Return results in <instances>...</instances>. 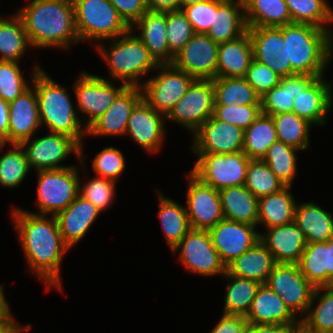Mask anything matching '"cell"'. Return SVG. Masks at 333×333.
Here are the masks:
<instances>
[{"label": "cell", "mask_w": 333, "mask_h": 333, "mask_svg": "<svg viewBox=\"0 0 333 333\" xmlns=\"http://www.w3.org/2000/svg\"><path fill=\"white\" fill-rule=\"evenodd\" d=\"M37 173V200L40 215L55 216L79 195L80 171L77 165L64 169L40 170Z\"/></svg>", "instance_id": "cell-7"}, {"label": "cell", "mask_w": 333, "mask_h": 333, "mask_svg": "<svg viewBox=\"0 0 333 333\" xmlns=\"http://www.w3.org/2000/svg\"><path fill=\"white\" fill-rule=\"evenodd\" d=\"M318 77L294 74L282 77L280 83L261 97V113L275 115L292 112L294 99Z\"/></svg>", "instance_id": "cell-28"}, {"label": "cell", "mask_w": 333, "mask_h": 333, "mask_svg": "<svg viewBox=\"0 0 333 333\" xmlns=\"http://www.w3.org/2000/svg\"><path fill=\"white\" fill-rule=\"evenodd\" d=\"M244 78L255 89L256 93L262 97L278 85L282 77L264 63L253 58Z\"/></svg>", "instance_id": "cell-54"}, {"label": "cell", "mask_w": 333, "mask_h": 333, "mask_svg": "<svg viewBox=\"0 0 333 333\" xmlns=\"http://www.w3.org/2000/svg\"><path fill=\"white\" fill-rule=\"evenodd\" d=\"M224 219L257 226L259 198L244 185L219 191Z\"/></svg>", "instance_id": "cell-35"}, {"label": "cell", "mask_w": 333, "mask_h": 333, "mask_svg": "<svg viewBox=\"0 0 333 333\" xmlns=\"http://www.w3.org/2000/svg\"><path fill=\"white\" fill-rule=\"evenodd\" d=\"M119 16L131 28L148 11L146 0H109Z\"/></svg>", "instance_id": "cell-55"}, {"label": "cell", "mask_w": 333, "mask_h": 333, "mask_svg": "<svg viewBox=\"0 0 333 333\" xmlns=\"http://www.w3.org/2000/svg\"><path fill=\"white\" fill-rule=\"evenodd\" d=\"M100 213L90 201L78 195L65 210L55 215L63 241L70 250L83 240Z\"/></svg>", "instance_id": "cell-24"}, {"label": "cell", "mask_w": 333, "mask_h": 333, "mask_svg": "<svg viewBox=\"0 0 333 333\" xmlns=\"http://www.w3.org/2000/svg\"><path fill=\"white\" fill-rule=\"evenodd\" d=\"M288 333H314L308 330L301 322L294 327H291Z\"/></svg>", "instance_id": "cell-63"}, {"label": "cell", "mask_w": 333, "mask_h": 333, "mask_svg": "<svg viewBox=\"0 0 333 333\" xmlns=\"http://www.w3.org/2000/svg\"><path fill=\"white\" fill-rule=\"evenodd\" d=\"M301 150L277 140L269 148L263 161L285 185L293 187L297 176V153Z\"/></svg>", "instance_id": "cell-44"}, {"label": "cell", "mask_w": 333, "mask_h": 333, "mask_svg": "<svg viewBox=\"0 0 333 333\" xmlns=\"http://www.w3.org/2000/svg\"><path fill=\"white\" fill-rule=\"evenodd\" d=\"M292 23L311 24L333 35V8L328 0H284Z\"/></svg>", "instance_id": "cell-41"}, {"label": "cell", "mask_w": 333, "mask_h": 333, "mask_svg": "<svg viewBox=\"0 0 333 333\" xmlns=\"http://www.w3.org/2000/svg\"><path fill=\"white\" fill-rule=\"evenodd\" d=\"M37 94L41 126L50 132L70 136L80 144V164L85 169L83 141L87 138V129L73 104L71 93L65 86L54 81L44 68L39 69L32 78ZM75 106V107H74ZM84 139V140H83Z\"/></svg>", "instance_id": "cell-3"}, {"label": "cell", "mask_w": 333, "mask_h": 333, "mask_svg": "<svg viewBox=\"0 0 333 333\" xmlns=\"http://www.w3.org/2000/svg\"><path fill=\"white\" fill-rule=\"evenodd\" d=\"M15 319L11 310L0 320V333H9L12 321Z\"/></svg>", "instance_id": "cell-61"}, {"label": "cell", "mask_w": 333, "mask_h": 333, "mask_svg": "<svg viewBox=\"0 0 333 333\" xmlns=\"http://www.w3.org/2000/svg\"><path fill=\"white\" fill-rule=\"evenodd\" d=\"M277 140L272 116L260 113L255 121L244 130L243 152L249 159H263L268 148Z\"/></svg>", "instance_id": "cell-42"}, {"label": "cell", "mask_w": 333, "mask_h": 333, "mask_svg": "<svg viewBox=\"0 0 333 333\" xmlns=\"http://www.w3.org/2000/svg\"><path fill=\"white\" fill-rule=\"evenodd\" d=\"M253 59L248 30L240 37L219 44L216 77H244Z\"/></svg>", "instance_id": "cell-31"}, {"label": "cell", "mask_w": 333, "mask_h": 333, "mask_svg": "<svg viewBox=\"0 0 333 333\" xmlns=\"http://www.w3.org/2000/svg\"><path fill=\"white\" fill-rule=\"evenodd\" d=\"M260 232V240L272 253L276 263L298 264L303 254L306 240L302 230L292 223L273 226Z\"/></svg>", "instance_id": "cell-25"}, {"label": "cell", "mask_w": 333, "mask_h": 333, "mask_svg": "<svg viewBox=\"0 0 333 333\" xmlns=\"http://www.w3.org/2000/svg\"><path fill=\"white\" fill-rule=\"evenodd\" d=\"M42 128L37 94L31 85L15 100L9 102L8 145L21 144Z\"/></svg>", "instance_id": "cell-22"}, {"label": "cell", "mask_w": 333, "mask_h": 333, "mask_svg": "<svg viewBox=\"0 0 333 333\" xmlns=\"http://www.w3.org/2000/svg\"><path fill=\"white\" fill-rule=\"evenodd\" d=\"M159 210L158 219L161 222L162 231L170 251L191 230L186 206L166 197L159 189L156 191Z\"/></svg>", "instance_id": "cell-36"}, {"label": "cell", "mask_w": 333, "mask_h": 333, "mask_svg": "<svg viewBox=\"0 0 333 333\" xmlns=\"http://www.w3.org/2000/svg\"><path fill=\"white\" fill-rule=\"evenodd\" d=\"M218 47L207 34L195 33L171 64L195 79L212 80L216 78Z\"/></svg>", "instance_id": "cell-17"}, {"label": "cell", "mask_w": 333, "mask_h": 333, "mask_svg": "<svg viewBox=\"0 0 333 333\" xmlns=\"http://www.w3.org/2000/svg\"><path fill=\"white\" fill-rule=\"evenodd\" d=\"M247 27H282L292 24L284 0H243Z\"/></svg>", "instance_id": "cell-38"}, {"label": "cell", "mask_w": 333, "mask_h": 333, "mask_svg": "<svg viewBox=\"0 0 333 333\" xmlns=\"http://www.w3.org/2000/svg\"><path fill=\"white\" fill-rule=\"evenodd\" d=\"M12 222L29 272L45 285L46 292H62L61 267L70 248L64 243L55 216L40 215L13 207Z\"/></svg>", "instance_id": "cell-1"}, {"label": "cell", "mask_w": 333, "mask_h": 333, "mask_svg": "<svg viewBox=\"0 0 333 333\" xmlns=\"http://www.w3.org/2000/svg\"><path fill=\"white\" fill-rule=\"evenodd\" d=\"M166 28V12L149 10L130 28L158 64H171L174 59L169 50Z\"/></svg>", "instance_id": "cell-26"}, {"label": "cell", "mask_w": 333, "mask_h": 333, "mask_svg": "<svg viewBox=\"0 0 333 333\" xmlns=\"http://www.w3.org/2000/svg\"><path fill=\"white\" fill-rule=\"evenodd\" d=\"M257 226L223 219L209 230L212 242L227 267L260 240Z\"/></svg>", "instance_id": "cell-20"}, {"label": "cell", "mask_w": 333, "mask_h": 333, "mask_svg": "<svg viewBox=\"0 0 333 333\" xmlns=\"http://www.w3.org/2000/svg\"><path fill=\"white\" fill-rule=\"evenodd\" d=\"M223 1L205 0L182 8L195 33L207 34L213 24L214 11Z\"/></svg>", "instance_id": "cell-53"}, {"label": "cell", "mask_w": 333, "mask_h": 333, "mask_svg": "<svg viewBox=\"0 0 333 333\" xmlns=\"http://www.w3.org/2000/svg\"><path fill=\"white\" fill-rule=\"evenodd\" d=\"M16 13L34 49L68 50L80 43L73 0H32Z\"/></svg>", "instance_id": "cell-2"}, {"label": "cell", "mask_w": 333, "mask_h": 333, "mask_svg": "<svg viewBox=\"0 0 333 333\" xmlns=\"http://www.w3.org/2000/svg\"><path fill=\"white\" fill-rule=\"evenodd\" d=\"M149 11L168 12L181 9V0H146Z\"/></svg>", "instance_id": "cell-58"}, {"label": "cell", "mask_w": 333, "mask_h": 333, "mask_svg": "<svg viewBox=\"0 0 333 333\" xmlns=\"http://www.w3.org/2000/svg\"><path fill=\"white\" fill-rule=\"evenodd\" d=\"M155 71L156 75L143 80L142 95L152 108L166 116L196 79L172 64H159Z\"/></svg>", "instance_id": "cell-11"}, {"label": "cell", "mask_w": 333, "mask_h": 333, "mask_svg": "<svg viewBox=\"0 0 333 333\" xmlns=\"http://www.w3.org/2000/svg\"><path fill=\"white\" fill-rule=\"evenodd\" d=\"M31 329H32L31 324H28L25 326L20 325V324H18L17 319L15 318L12 321V326H11L9 333H28L29 331H31Z\"/></svg>", "instance_id": "cell-62"}, {"label": "cell", "mask_w": 333, "mask_h": 333, "mask_svg": "<svg viewBox=\"0 0 333 333\" xmlns=\"http://www.w3.org/2000/svg\"><path fill=\"white\" fill-rule=\"evenodd\" d=\"M80 42H99L126 34L130 27L109 0H73Z\"/></svg>", "instance_id": "cell-6"}, {"label": "cell", "mask_w": 333, "mask_h": 333, "mask_svg": "<svg viewBox=\"0 0 333 333\" xmlns=\"http://www.w3.org/2000/svg\"><path fill=\"white\" fill-rule=\"evenodd\" d=\"M166 23L169 50L175 56L193 37L195 32L182 9L166 12Z\"/></svg>", "instance_id": "cell-50"}, {"label": "cell", "mask_w": 333, "mask_h": 333, "mask_svg": "<svg viewBox=\"0 0 333 333\" xmlns=\"http://www.w3.org/2000/svg\"><path fill=\"white\" fill-rule=\"evenodd\" d=\"M327 289L333 291V276L329 279V282L325 286Z\"/></svg>", "instance_id": "cell-65"}, {"label": "cell", "mask_w": 333, "mask_h": 333, "mask_svg": "<svg viewBox=\"0 0 333 333\" xmlns=\"http://www.w3.org/2000/svg\"><path fill=\"white\" fill-rule=\"evenodd\" d=\"M275 124L277 139L301 151L311 149L310 132L313 126L294 112L271 115Z\"/></svg>", "instance_id": "cell-43"}, {"label": "cell", "mask_w": 333, "mask_h": 333, "mask_svg": "<svg viewBox=\"0 0 333 333\" xmlns=\"http://www.w3.org/2000/svg\"><path fill=\"white\" fill-rule=\"evenodd\" d=\"M186 195V211L191 229L210 230L224 219L219 191L201 182L191 172Z\"/></svg>", "instance_id": "cell-15"}, {"label": "cell", "mask_w": 333, "mask_h": 333, "mask_svg": "<svg viewBox=\"0 0 333 333\" xmlns=\"http://www.w3.org/2000/svg\"><path fill=\"white\" fill-rule=\"evenodd\" d=\"M166 117L142 99L133 109L127 122L126 136L148 153L157 154L163 147Z\"/></svg>", "instance_id": "cell-18"}, {"label": "cell", "mask_w": 333, "mask_h": 333, "mask_svg": "<svg viewBox=\"0 0 333 333\" xmlns=\"http://www.w3.org/2000/svg\"><path fill=\"white\" fill-rule=\"evenodd\" d=\"M212 84L214 105H261V97L244 77H216Z\"/></svg>", "instance_id": "cell-39"}, {"label": "cell", "mask_w": 333, "mask_h": 333, "mask_svg": "<svg viewBox=\"0 0 333 333\" xmlns=\"http://www.w3.org/2000/svg\"><path fill=\"white\" fill-rule=\"evenodd\" d=\"M105 41L108 46L104 45ZM105 41L94 46L108 66L109 80L141 87L144 83L141 78L159 65L131 29L124 35Z\"/></svg>", "instance_id": "cell-5"}, {"label": "cell", "mask_w": 333, "mask_h": 333, "mask_svg": "<svg viewBox=\"0 0 333 333\" xmlns=\"http://www.w3.org/2000/svg\"><path fill=\"white\" fill-rule=\"evenodd\" d=\"M8 146V144H5V143H0V150H4V148Z\"/></svg>", "instance_id": "cell-66"}, {"label": "cell", "mask_w": 333, "mask_h": 333, "mask_svg": "<svg viewBox=\"0 0 333 333\" xmlns=\"http://www.w3.org/2000/svg\"><path fill=\"white\" fill-rule=\"evenodd\" d=\"M294 222L302 230L307 244L333 238V214L313 200L297 202Z\"/></svg>", "instance_id": "cell-30"}, {"label": "cell", "mask_w": 333, "mask_h": 333, "mask_svg": "<svg viewBox=\"0 0 333 333\" xmlns=\"http://www.w3.org/2000/svg\"><path fill=\"white\" fill-rule=\"evenodd\" d=\"M247 30L255 60L281 77L293 75L290 62H287V38H283L282 27H248Z\"/></svg>", "instance_id": "cell-19"}, {"label": "cell", "mask_w": 333, "mask_h": 333, "mask_svg": "<svg viewBox=\"0 0 333 333\" xmlns=\"http://www.w3.org/2000/svg\"><path fill=\"white\" fill-rule=\"evenodd\" d=\"M142 99L141 87L126 86L105 113L87 129V137L126 136L128 119Z\"/></svg>", "instance_id": "cell-21"}, {"label": "cell", "mask_w": 333, "mask_h": 333, "mask_svg": "<svg viewBox=\"0 0 333 333\" xmlns=\"http://www.w3.org/2000/svg\"><path fill=\"white\" fill-rule=\"evenodd\" d=\"M191 137L192 153L233 154L243 151L244 130L213 115Z\"/></svg>", "instance_id": "cell-16"}, {"label": "cell", "mask_w": 333, "mask_h": 333, "mask_svg": "<svg viewBox=\"0 0 333 333\" xmlns=\"http://www.w3.org/2000/svg\"><path fill=\"white\" fill-rule=\"evenodd\" d=\"M4 285L0 284V320L11 310L5 297Z\"/></svg>", "instance_id": "cell-60"}, {"label": "cell", "mask_w": 333, "mask_h": 333, "mask_svg": "<svg viewBox=\"0 0 333 333\" xmlns=\"http://www.w3.org/2000/svg\"><path fill=\"white\" fill-rule=\"evenodd\" d=\"M43 137H32L21 143L30 169L53 170L72 167L74 164H65L62 162L75 154L76 159L80 161V144L68 135L50 132Z\"/></svg>", "instance_id": "cell-13"}, {"label": "cell", "mask_w": 333, "mask_h": 333, "mask_svg": "<svg viewBox=\"0 0 333 333\" xmlns=\"http://www.w3.org/2000/svg\"><path fill=\"white\" fill-rule=\"evenodd\" d=\"M20 62L0 61V97L7 102H11L26 91L32 83L35 73L41 69L42 65L35 62L29 83L24 72L19 67Z\"/></svg>", "instance_id": "cell-47"}, {"label": "cell", "mask_w": 333, "mask_h": 333, "mask_svg": "<svg viewBox=\"0 0 333 333\" xmlns=\"http://www.w3.org/2000/svg\"><path fill=\"white\" fill-rule=\"evenodd\" d=\"M322 76L296 96L292 112L306 119L314 127L325 126L333 106V84Z\"/></svg>", "instance_id": "cell-23"}, {"label": "cell", "mask_w": 333, "mask_h": 333, "mask_svg": "<svg viewBox=\"0 0 333 333\" xmlns=\"http://www.w3.org/2000/svg\"><path fill=\"white\" fill-rule=\"evenodd\" d=\"M171 252L173 256L179 253L178 262L186 272L204 277L223 276L227 272L208 230L191 229Z\"/></svg>", "instance_id": "cell-10"}, {"label": "cell", "mask_w": 333, "mask_h": 333, "mask_svg": "<svg viewBox=\"0 0 333 333\" xmlns=\"http://www.w3.org/2000/svg\"><path fill=\"white\" fill-rule=\"evenodd\" d=\"M291 186H285L279 192L259 198L257 226L264 229L292 223L297 200L291 192Z\"/></svg>", "instance_id": "cell-34"}, {"label": "cell", "mask_w": 333, "mask_h": 333, "mask_svg": "<svg viewBox=\"0 0 333 333\" xmlns=\"http://www.w3.org/2000/svg\"><path fill=\"white\" fill-rule=\"evenodd\" d=\"M246 319L248 324H279L294 327L300 323L281 300L280 295L265 283L259 286Z\"/></svg>", "instance_id": "cell-27"}, {"label": "cell", "mask_w": 333, "mask_h": 333, "mask_svg": "<svg viewBox=\"0 0 333 333\" xmlns=\"http://www.w3.org/2000/svg\"><path fill=\"white\" fill-rule=\"evenodd\" d=\"M287 38V62L294 74L322 77L333 61V35L311 24L292 23L282 26Z\"/></svg>", "instance_id": "cell-4"}, {"label": "cell", "mask_w": 333, "mask_h": 333, "mask_svg": "<svg viewBox=\"0 0 333 333\" xmlns=\"http://www.w3.org/2000/svg\"><path fill=\"white\" fill-rule=\"evenodd\" d=\"M244 186L257 198L277 193L285 187L262 159H250Z\"/></svg>", "instance_id": "cell-48"}, {"label": "cell", "mask_w": 333, "mask_h": 333, "mask_svg": "<svg viewBox=\"0 0 333 333\" xmlns=\"http://www.w3.org/2000/svg\"><path fill=\"white\" fill-rule=\"evenodd\" d=\"M223 277L227 280V284H225L226 292L223 314L242 315L246 317L261 283L233 276L228 271Z\"/></svg>", "instance_id": "cell-40"}, {"label": "cell", "mask_w": 333, "mask_h": 333, "mask_svg": "<svg viewBox=\"0 0 333 333\" xmlns=\"http://www.w3.org/2000/svg\"><path fill=\"white\" fill-rule=\"evenodd\" d=\"M248 321L242 315L223 314L210 333H244Z\"/></svg>", "instance_id": "cell-56"}, {"label": "cell", "mask_w": 333, "mask_h": 333, "mask_svg": "<svg viewBox=\"0 0 333 333\" xmlns=\"http://www.w3.org/2000/svg\"><path fill=\"white\" fill-rule=\"evenodd\" d=\"M276 262L272 253L259 240L249 250L227 266V271L236 277L266 283Z\"/></svg>", "instance_id": "cell-33"}, {"label": "cell", "mask_w": 333, "mask_h": 333, "mask_svg": "<svg viewBox=\"0 0 333 333\" xmlns=\"http://www.w3.org/2000/svg\"><path fill=\"white\" fill-rule=\"evenodd\" d=\"M298 266L315 288L325 287L333 276V238L306 244Z\"/></svg>", "instance_id": "cell-29"}, {"label": "cell", "mask_w": 333, "mask_h": 333, "mask_svg": "<svg viewBox=\"0 0 333 333\" xmlns=\"http://www.w3.org/2000/svg\"><path fill=\"white\" fill-rule=\"evenodd\" d=\"M291 326L279 324H248L244 333H288Z\"/></svg>", "instance_id": "cell-57"}, {"label": "cell", "mask_w": 333, "mask_h": 333, "mask_svg": "<svg viewBox=\"0 0 333 333\" xmlns=\"http://www.w3.org/2000/svg\"><path fill=\"white\" fill-rule=\"evenodd\" d=\"M79 75L72 85L75 94L74 102L77 111L82 115L80 119L82 118L84 127L88 129L112 105L126 85L119 83L117 86L113 80L87 73V71H82Z\"/></svg>", "instance_id": "cell-8"}, {"label": "cell", "mask_w": 333, "mask_h": 333, "mask_svg": "<svg viewBox=\"0 0 333 333\" xmlns=\"http://www.w3.org/2000/svg\"><path fill=\"white\" fill-rule=\"evenodd\" d=\"M9 102L0 97V143L8 144Z\"/></svg>", "instance_id": "cell-59"}, {"label": "cell", "mask_w": 333, "mask_h": 333, "mask_svg": "<svg viewBox=\"0 0 333 333\" xmlns=\"http://www.w3.org/2000/svg\"><path fill=\"white\" fill-rule=\"evenodd\" d=\"M11 149L0 155V186L14 189L24 182L32 171L21 144H10Z\"/></svg>", "instance_id": "cell-46"}, {"label": "cell", "mask_w": 333, "mask_h": 333, "mask_svg": "<svg viewBox=\"0 0 333 333\" xmlns=\"http://www.w3.org/2000/svg\"><path fill=\"white\" fill-rule=\"evenodd\" d=\"M92 168L97 176L117 182L126 169V159L121 150L105 146L92 160Z\"/></svg>", "instance_id": "cell-51"}, {"label": "cell", "mask_w": 333, "mask_h": 333, "mask_svg": "<svg viewBox=\"0 0 333 333\" xmlns=\"http://www.w3.org/2000/svg\"><path fill=\"white\" fill-rule=\"evenodd\" d=\"M300 322L314 333L333 331V291L315 288L308 312Z\"/></svg>", "instance_id": "cell-45"}, {"label": "cell", "mask_w": 333, "mask_h": 333, "mask_svg": "<svg viewBox=\"0 0 333 333\" xmlns=\"http://www.w3.org/2000/svg\"><path fill=\"white\" fill-rule=\"evenodd\" d=\"M79 182V195L90 201L101 212L108 210L115 201V181L100 176L93 177L82 184L81 176Z\"/></svg>", "instance_id": "cell-49"}, {"label": "cell", "mask_w": 333, "mask_h": 333, "mask_svg": "<svg viewBox=\"0 0 333 333\" xmlns=\"http://www.w3.org/2000/svg\"><path fill=\"white\" fill-rule=\"evenodd\" d=\"M203 1L205 0H181V9L185 6H189Z\"/></svg>", "instance_id": "cell-64"}, {"label": "cell", "mask_w": 333, "mask_h": 333, "mask_svg": "<svg viewBox=\"0 0 333 333\" xmlns=\"http://www.w3.org/2000/svg\"><path fill=\"white\" fill-rule=\"evenodd\" d=\"M261 113V105H214L213 116L246 130Z\"/></svg>", "instance_id": "cell-52"}, {"label": "cell", "mask_w": 333, "mask_h": 333, "mask_svg": "<svg viewBox=\"0 0 333 333\" xmlns=\"http://www.w3.org/2000/svg\"><path fill=\"white\" fill-rule=\"evenodd\" d=\"M243 0H224L214 11L207 35L218 44L234 40L247 31Z\"/></svg>", "instance_id": "cell-32"}, {"label": "cell", "mask_w": 333, "mask_h": 333, "mask_svg": "<svg viewBox=\"0 0 333 333\" xmlns=\"http://www.w3.org/2000/svg\"><path fill=\"white\" fill-rule=\"evenodd\" d=\"M193 154L197 160L190 172L204 184L218 191L244 185L250 159L243 151L233 154Z\"/></svg>", "instance_id": "cell-9"}, {"label": "cell", "mask_w": 333, "mask_h": 333, "mask_svg": "<svg viewBox=\"0 0 333 333\" xmlns=\"http://www.w3.org/2000/svg\"><path fill=\"white\" fill-rule=\"evenodd\" d=\"M214 104L212 80L196 79L165 116L166 121L177 123L193 134L213 115Z\"/></svg>", "instance_id": "cell-14"}, {"label": "cell", "mask_w": 333, "mask_h": 333, "mask_svg": "<svg viewBox=\"0 0 333 333\" xmlns=\"http://www.w3.org/2000/svg\"><path fill=\"white\" fill-rule=\"evenodd\" d=\"M265 284L280 295L298 320L305 317L315 287L301 273L298 264L276 263Z\"/></svg>", "instance_id": "cell-12"}, {"label": "cell", "mask_w": 333, "mask_h": 333, "mask_svg": "<svg viewBox=\"0 0 333 333\" xmlns=\"http://www.w3.org/2000/svg\"><path fill=\"white\" fill-rule=\"evenodd\" d=\"M0 17V61L20 62L28 49H33L21 17L15 12Z\"/></svg>", "instance_id": "cell-37"}]
</instances>
